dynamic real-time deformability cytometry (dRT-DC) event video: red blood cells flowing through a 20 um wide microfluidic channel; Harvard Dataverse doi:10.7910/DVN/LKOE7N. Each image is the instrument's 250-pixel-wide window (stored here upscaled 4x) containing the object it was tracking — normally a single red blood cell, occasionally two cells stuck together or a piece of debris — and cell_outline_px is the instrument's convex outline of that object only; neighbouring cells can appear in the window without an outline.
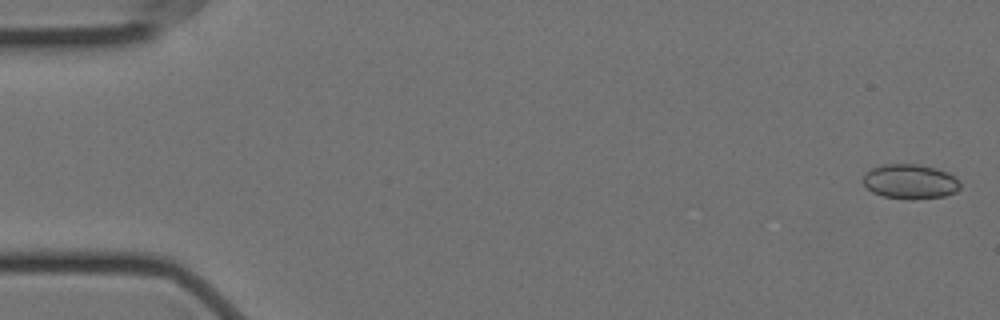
{"species": "Egyptian fruit bat (a non-hibernating species)", "species_latin": "Rousettus aegyptiacus", "temperature_condition": "cold", "stored_images_in_passage": 58, "camera_frame_rate_fps": 3000, "um_per_image_px": 0.085, "animal": {"sex": "female"}, "frame": {"image": 1, "passage_image": 2, "time_ms": 0.333, "image_size_px": [1000, 320], "cell_outline_px": [[960, 188], [956, 192], [944, 196], [912, 200], [884, 196], [872, 192], [864, 184], [864, 176], [872, 168], [884, 164], [916, 164], [936, 168], [948, 172], [956, 176], [960, 180]], "centroid_in_image_um": [77.42, 15.43], "position_along_channel_um": 7.6, "area_um2": 19.65}}
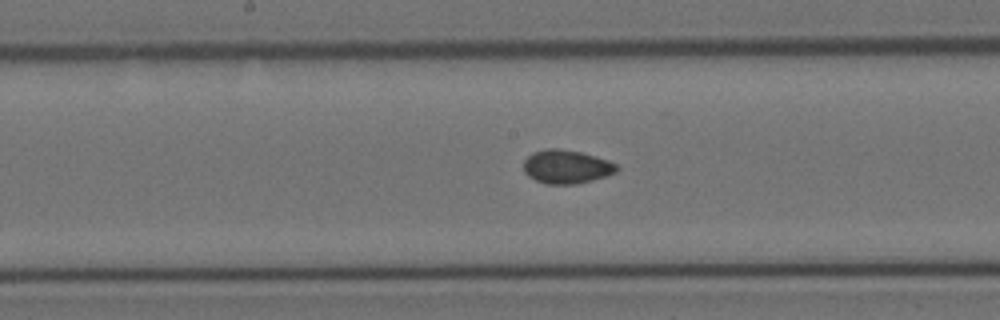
{"frame": {"image": 2, "passage_image": 30, "time_ms": 9.667, "image_size_px": [1000, 320], "cell_outline_px": [[620, 168], [616, 172], [608, 176], [576, 184], [544, 184], [528, 176], [524, 172], [524, 160], [532, 152], [548, 148], [560, 148], [580, 152], [596, 156], [608, 160], [616, 164]], "centroid_in_image_um": [48.16, 14.17], "position_along_channel_um": 200.0, "area_um2": 18.44}}
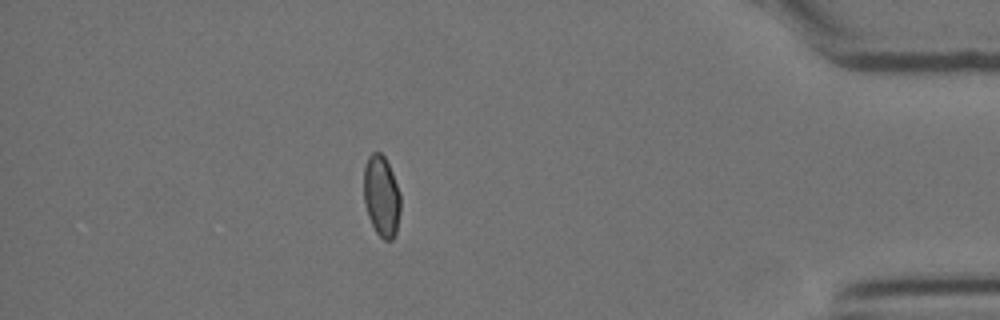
{"frame": {"image": 3, "passage_image": 51, "time_ms": 16.667, "image_size_px": [1000, 320], "cell_outline_px": [[400, 212], [396, 232], [392, 240], [384, 240], [376, 232], [368, 216], [364, 200], [364, 168], [368, 156], [372, 152], [380, 152], [384, 156], [392, 172], [400, 192]], "centroid_in_image_um": [32.43, 16.66], "position_along_channel_um": 402.8, "area_um2": 17.34}, "authors_computed_cell_mechanics": {"area_um2": 18.1492, "velocity_mm_per_s": 3.5228, "shape_relaxation_time_tau1_ms": null, "shape_relaxation_time_tau2_ms": 1.7582, "deformation_change_tau1": null, "deformation_change_tau2": 0.0346}}